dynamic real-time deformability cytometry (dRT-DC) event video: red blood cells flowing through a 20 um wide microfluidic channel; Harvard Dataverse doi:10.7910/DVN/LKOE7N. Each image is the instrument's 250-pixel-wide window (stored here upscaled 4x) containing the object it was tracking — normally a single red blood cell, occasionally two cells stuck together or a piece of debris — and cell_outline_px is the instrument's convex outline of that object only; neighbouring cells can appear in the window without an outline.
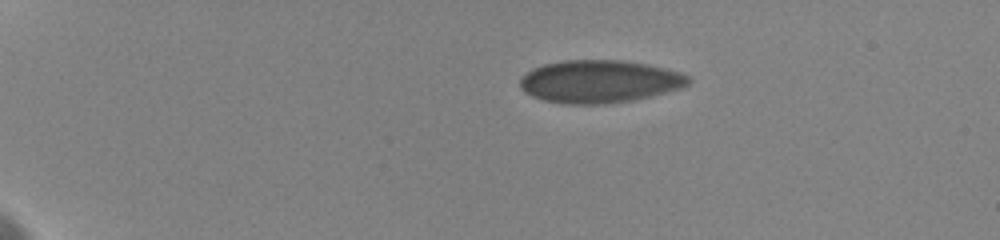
{"species": "human", "species_latin": "Homo sapiens", "temperature_condition": "cold", "stored_images_in_passage": 43, "camera_frame_rate_fps": 3000, "um_per_image_px": 0.085, "donor": {"sex": "female"}, "frame": {"image": 1, "passage_image": 1, "time_ms": 0.0, "image_size_px": [1000, 240], "cell_outline_px": [[692, 80], [688, 84], [680, 88], [632, 100], [604, 104], [564, 104], [544, 100], [532, 96], [524, 92], [520, 88], [520, 76], [532, 68], [544, 64], [564, 60], [624, 60], [648, 64], [680, 72], [688, 76]], "centroid_in_image_um": [50.91, 6.92], "position_along_channel_um": 34.1, "area_um2": 41.96}}
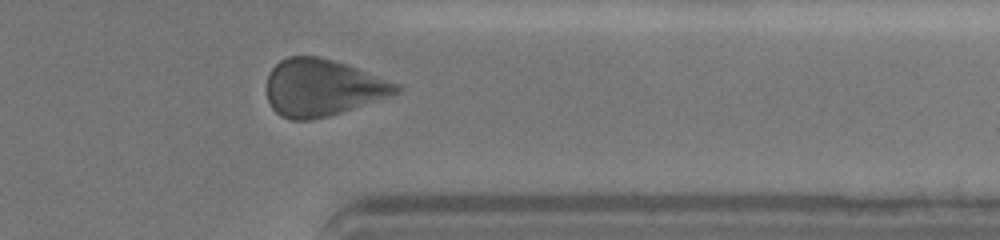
{"frame": {"image": 2, "passage_image": 35, "time_ms": 12.333, "image_size_px": [1000, 240], "cell_outline_px": [[404, 88], [400, 92], [328, 116], [312, 120], [292, 120], [280, 116], [272, 108], [268, 100], [264, 88], [268, 76], [272, 68], [280, 60], [288, 56], [320, 56], [348, 64], [400, 84]], "centroid_in_image_um": [27.38, 7.43], "position_along_channel_um": 384.0, "area_um2": 43.23}}
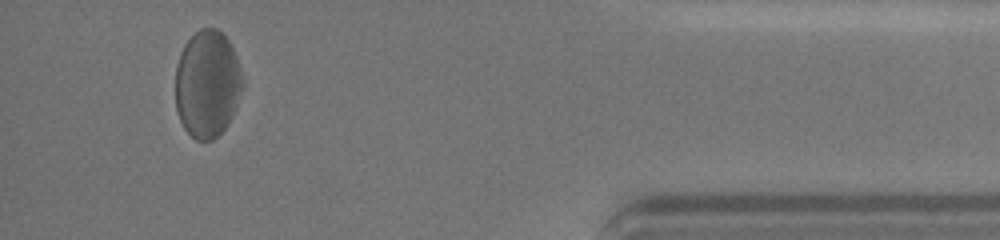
{"frame": {"image": 3, "passage_image": 40, "time_ms": 14.333, "image_size_px": [1000, 240], "cell_outline_px": [[244, 84], [232, 116], [228, 124], [212, 140], [196, 140], [184, 128], [180, 120], [176, 108], [176, 64], [180, 52], [184, 44], [200, 28], [216, 28], [228, 40], [236, 56], [244, 80]], "centroid_in_image_um": [17.62, 7.13], "position_along_channel_um": 417.6, "area_um2": 41.96}, "authors_computed_cell_mechanics": {"area_um2": 42.3096, "velocity_mm_per_s": 3.5556, "shape_relaxation_time_tau1_ms": 5.9551, "shape_relaxation_time_tau2_ms": 0.4248, "deformation_change_tau1": 0.1205, "deformation_change_tau2": 0.0627}}